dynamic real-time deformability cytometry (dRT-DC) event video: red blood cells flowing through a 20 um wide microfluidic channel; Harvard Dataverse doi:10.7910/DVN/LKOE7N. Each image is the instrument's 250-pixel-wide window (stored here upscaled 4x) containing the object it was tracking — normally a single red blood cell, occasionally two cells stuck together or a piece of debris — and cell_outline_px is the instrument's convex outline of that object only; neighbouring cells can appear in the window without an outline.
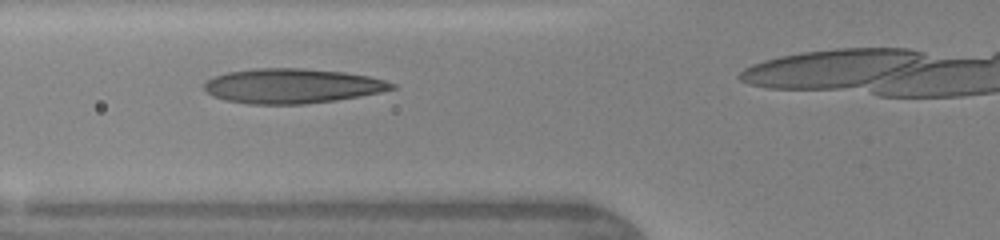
{"species": "human", "species_latin": "Homo sapiens", "temperature_condition": "warm", "stored_images_in_passage": 5, "camera_frame_rate_fps": 3000, "um_per_image_px": 0.085, "donor": {"sex": "female"}, "frame": {"image": 1, "passage_image": 2, "time_ms": 0.667, "image_size_px": [1000, 240], "cell_outline_px": [[396, 88], [380, 92], [360, 96], [336, 100], [304, 104], [248, 104], [224, 100], [212, 96], [204, 88], [204, 84], [208, 80], [216, 76], [228, 72], [252, 68], [300, 68], [344, 72], [368, 76], [384, 80], [396, 84]], "centroid_in_image_um": [24.82, 7.31], "position_along_channel_um": 101.0, "area_um2": 37.92}}